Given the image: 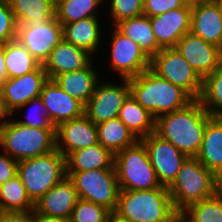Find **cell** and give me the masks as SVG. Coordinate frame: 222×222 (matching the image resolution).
Masks as SVG:
<instances>
[{
    "mask_svg": "<svg viewBox=\"0 0 222 222\" xmlns=\"http://www.w3.org/2000/svg\"><path fill=\"white\" fill-rule=\"evenodd\" d=\"M212 116L204 109L199 99L186 107L161 115L155 122V133L170 141L187 157H196L207 122Z\"/></svg>",
    "mask_w": 222,
    "mask_h": 222,
    "instance_id": "cell-1",
    "label": "cell"
},
{
    "mask_svg": "<svg viewBox=\"0 0 222 222\" xmlns=\"http://www.w3.org/2000/svg\"><path fill=\"white\" fill-rule=\"evenodd\" d=\"M222 189V181L196 157H187L168 191L176 213L180 216L190 206L214 196Z\"/></svg>",
    "mask_w": 222,
    "mask_h": 222,
    "instance_id": "cell-2",
    "label": "cell"
},
{
    "mask_svg": "<svg viewBox=\"0 0 222 222\" xmlns=\"http://www.w3.org/2000/svg\"><path fill=\"white\" fill-rule=\"evenodd\" d=\"M129 222H176V213L167 187L151 190H120L113 212Z\"/></svg>",
    "mask_w": 222,
    "mask_h": 222,
    "instance_id": "cell-3",
    "label": "cell"
},
{
    "mask_svg": "<svg viewBox=\"0 0 222 222\" xmlns=\"http://www.w3.org/2000/svg\"><path fill=\"white\" fill-rule=\"evenodd\" d=\"M130 94L155 119L186 107L193 99L181 88L159 77L150 68L129 78Z\"/></svg>",
    "mask_w": 222,
    "mask_h": 222,
    "instance_id": "cell-4",
    "label": "cell"
},
{
    "mask_svg": "<svg viewBox=\"0 0 222 222\" xmlns=\"http://www.w3.org/2000/svg\"><path fill=\"white\" fill-rule=\"evenodd\" d=\"M0 147L15 160L44 155L56 149V129H41L7 119L0 128Z\"/></svg>",
    "mask_w": 222,
    "mask_h": 222,
    "instance_id": "cell-5",
    "label": "cell"
},
{
    "mask_svg": "<svg viewBox=\"0 0 222 222\" xmlns=\"http://www.w3.org/2000/svg\"><path fill=\"white\" fill-rule=\"evenodd\" d=\"M17 176L35 204L54 185L66 177L65 156L55 150L18 162Z\"/></svg>",
    "mask_w": 222,
    "mask_h": 222,
    "instance_id": "cell-6",
    "label": "cell"
},
{
    "mask_svg": "<svg viewBox=\"0 0 222 222\" xmlns=\"http://www.w3.org/2000/svg\"><path fill=\"white\" fill-rule=\"evenodd\" d=\"M114 167L120 190L160 188L146 146L141 140L114 154Z\"/></svg>",
    "mask_w": 222,
    "mask_h": 222,
    "instance_id": "cell-7",
    "label": "cell"
},
{
    "mask_svg": "<svg viewBox=\"0 0 222 222\" xmlns=\"http://www.w3.org/2000/svg\"><path fill=\"white\" fill-rule=\"evenodd\" d=\"M150 69L183 89L193 100L200 99L203 79L175 48H162L151 58Z\"/></svg>",
    "mask_w": 222,
    "mask_h": 222,
    "instance_id": "cell-8",
    "label": "cell"
},
{
    "mask_svg": "<svg viewBox=\"0 0 222 222\" xmlns=\"http://www.w3.org/2000/svg\"><path fill=\"white\" fill-rule=\"evenodd\" d=\"M66 176L73 181L80 199L114 212L120 191L115 169L66 172Z\"/></svg>",
    "mask_w": 222,
    "mask_h": 222,
    "instance_id": "cell-9",
    "label": "cell"
},
{
    "mask_svg": "<svg viewBox=\"0 0 222 222\" xmlns=\"http://www.w3.org/2000/svg\"><path fill=\"white\" fill-rule=\"evenodd\" d=\"M121 82L118 85L103 81L97 83L94 94L85 105V115L95 125L119 116L124 101L130 95L129 79H121Z\"/></svg>",
    "mask_w": 222,
    "mask_h": 222,
    "instance_id": "cell-10",
    "label": "cell"
},
{
    "mask_svg": "<svg viewBox=\"0 0 222 222\" xmlns=\"http://www.w3.org/2000/svg\"><path fill=\"white\" fill-rule=\"evenodd\" d=\"M112 35L110 68L117 72L122 79L138 76L150 68V58L140 46L125 36L115 26Z\"/></svg>",
    "mask_w": 222,
    "mask_h": 222,
    "instance_id": "cell-11",
    "label": "cell"
},
{
    "mask_svg": "<svg viewBox=\"0 0 222 222\" xmlns=\"http://www.w3.org/2000/svg\"><path fill=\"white\" fill-rule=\"evenodd\" d=\"M146 146L150 162L161 186L169 187L175 180L187 156L155 132L141 139Z\"/></svg>",
    "mask_w": 222,
    "mask_h": 222,
    "instance_id": "cell-12",
    "label": "cell"
},
{
    "mask_svg": "<svg viewBox=\"0 0 222 222\" xmlns=\"http://www.w3.org/2000/svg\"><path fill=\"white\" fill-rule=\"evenodd\" d=\"M63 39V26L56 17L36 27H17L16 40L42 65Z\"/></svg>",
    "mask_w": 222,
    "mask_h": 222,
    "instance_id": "cell-13",
    "label": "cell"
},
{
    "mask_svg": "<svg viewBox=\"0 0 222 222\" xmlns=\"http://www.w3.org/2000/svg\"><path fill=\"white\" fill-rule=\"evenodd\" d=\"M47 81L48 76L42 64L36 70L20 77L7 78L3 82L1 96L6 112L11 116L23 104L40 96Z\"/></svg>",
    "mask_w": 222,
    "mask_h": 222,
    "instance_id": "cell-14",
    "label": "cell"
},
{
    "mask_svg": "<svg viewBox=\"0 0 222 222\" xmlns=\"http://www.w3.org/2000/svg\"><path fill=\"white\" fill-rule=\"evenodd\" d=\"M204 79L222 64V49L193 34H184L174 47Z\"/></svg>",
    "mask_w": 222,
    "mask_h": 222,
    "instance_id": "cell-15",
    "label": "cell"
},
{
    "mask_svg": "<svg viewBox=\"0 0 222 222\" xmlns=\"http://www.w3.org/2000/svg\"><path fill=\"white\" fill-rule=\"evenodd\" d=\"M192 3L150 17L151 27L158 46L174 48L181 37L191 31Z\"/></svg>",
    "mask_w": 222,
    "mask_h": 222,
    "instance_id": "cell-16",
    "label": "cell"
},
{
    "mask_svg": "<svg viewBox=\"0 0 222 222\" xmlns=\"http://www.w3.org/2000/svg\"><path fill=\"white\" fill-rule=\"evenodd\" d=\"M98 143L97 126L84 114L56 127V148L66 157L69 153Z\"/></svg>",
    "mask_w": 222,
    "mask_h": 222,
    "instance_id": "cell-17",
    "label": "cell"
},
{
    "mask_svg": "<svg viewBox=\"0 0 222 222\" xmlns=\"http://www.w3.org/2000/svg\"><path fill=\"white\" fill-rule=\"evenodd\" d=\"M40 97L55 127L85 114V105L62 90L54 80L48 79L43 85Z\"/></svg>",
    "mask_w": 222,
    "mask_h": 222,
    "instance_id": "cell-18",
    "label": "cell"
},
{
    "mask_svg": "<svg viewBox=\"0 0 222 222\" xmlns=\"http://www.w3.org/2000/svg\"><path fill=\"white\" fill-rule=\"evenodd\" d=\"M78 199L73 181L66 176L34 204V209L43 215L69 220Z\"/></svg>",
    "mask_w": 222,
    "mask_h": 222,
    "instance_id": "cell-19",
    "label": "cell"
},
{
    "mask_svg": "<svg viewBox=\"0 0 222 222\" xmlns=\"http://www.w3.org/2000/svg\"><path fill=\"white\" fill-rule=\"evenodd\" d=\"M191 32L222 49V15L214 0L192 3Z\"/></svg>",
    "mask_w": 222,
    "mask_h": 222,
    "instance_id": "cell-20",
    "label": "cell"
},
{
    "mask_svg": "<svg viewBox=\"0 0 222 222\" xmlns=\"http://www.w3.org/2000/svg\"><path fill=\"white\" fill-rule=\"evenodd\" d=\"M92 56L85 49L77 47L63 39L50 53L43 64L48 79L54 80L63 73L85 68Z\"/></svg>",
    "mask_w": 222,
    "mask_h": 222,
    "instance_id": "cell-21",
    "label": "cell"
},
{
    "mask_svg": "<svg viewBox=\"0 0 222 222\" xmlns=\"http://www.w3.org/2000/svg\"><path fill=\"white\" fill-rule=\"evenodd\" d=\"M196 158L222 181V117L207 122Z\"/></svg>",
    "mask_w": 222,
    "mask_h": 222,
    "instance_id": "cell-22",
    "label": "cell"
},
{
    "mask_svg": "<svg viewBox=\"0 0 222 222\" xmlns=\"http://www.w3.org/2000/svg\"><path fill=\"white\" fill-rule=\"evenodd\" d=\"M66 172L115 169L114 154L99 142L65 157Z\"/></svg>",
    "mask_w": 222,
    "mask_h": 222,
    "instance_id": "cell-23",
    "label": "cell"
},
{
    "mask_svg": "<svg viewBox=\"0 0 222 222\" xmlns=\"http://www.w3.org/2000/svg\"><path fill=\"white\" fill-rule=\"evenodd\" d=\"M54 81L71 97L76 98L84 105L94 94L95 87L100 81L92 61L83 69L58 75Z\"/></svg>",
    "mask_w": 222,
    "mask_h": 222,
    "instance_id": "cell-24",
    "label": "cell"
},
{
    "mask_svg": "<svg viewBox=\"0 0 222 222\" xmlns=\"http://www.w3.org/2000/svg\"><path fill=\"white\" fill-rule=\"evenodd\" d=\"M97 19L98 17H86L78 21L63 24L64 39L93 55L99 49L101 36L99 20Z\"/></svg>",
    "mask_w": 222,
    "mask_h": 222,
    "instance_id": "cell-25",
    "label": "cell"
},
{
    "mask_svg": "<svg viewBox=\"0 0 222 222\" xmlns=\"http://www.w3.org/2000/svg\"><path fill=\"white\" fill-rule=\"evenodd\" d=\"M17 27H36L55 17L51 0H8Z\"/></svg>",
    "mask_w": 222,
    "mask_h": 222,
    "instance_id": "cell-26",
    "label": "cell"
},
{
    "mask_svg": "<svg viewBox=\"0 0 222 222\" xmlns=\"http://www.w3.org/2000/svg\"><path fill=\"white\" fill-rule=\"evenodd\" d=\"M115 27L136 42L150 59L161 50L152 30L150 17L145 14L123 20Z\"/></svg>",
    "mask_w": 222,
    "mask_h": 222,
    "instance_id": "cell-27",
    "label": "cell"
},
{
    "mask_svg": "<svg viewBox=\"0 0 222 222\" xmlns=\"http://www.w3.org/2000/svg\"><path fill=\"white\" fill-rule=\"evenodd\" d=\"M118 118L138 140L155 132L156 119L148 110L143 108L131 94L124 101Z\"/></svg>",
    "mask_w": 222,
    "mask_h": 222,
    "instance_id": "cell-28",
    "label": "cell"
},
{
    "mask_svg": "<svg viewBox=\"0 0 222 222\" xmlns=\"http://www.w3.org/2000/svg\"><path fill=\"white\" fill-rule=\"evenodd\" d=\"M96 126L98 142L113 154L134 145L138 141L118 117L99 123Z\"/></svg>",
    "mask_w": 222,
    "mask_h": 222,
    "instance_id": "cell-29",
    "label": "cell"
},
{
    "mask_svg": "<svg viewBox=\"0 0 222 222\" xmlns=\"http://www.w3.org/2000/svg\"><path fill=\"white\" fill-rule=\"evenodd\" d=\"M4 58L7 78L20 77L41 65L16 39L4 44Z\"/></svg>",
    "mask_w": 222,
    "mask_h": 222,
    "instance_id": "cell-30",
    "label": "cell"
},
{
    "mask_svg": "<svg viewBox=\"0 0 222 222\" xmlns=\"http://www.w3.org/2000/svg\"><path fill=\"white\" fill-rule=\"evenodd\" d=\"M33 209L34 203L17 175L0 185V211L20 212Z\"/></svg>",
    "mask_w": 222,
    "mask_h": 222,
    "instance_id": "cell-31",
    "label": "cell"
},
{
    "mask_svg": "<svg viewBox=\"0 0 222 222\" xmlns=\"http://www.w3.org/2000/svg\"><path fill=\"white\" fill-rule=\"evenodd\" d=\"M179 219L182 222H222V189L214 196L190 206Z\"/></svg>",
    "mask_w": 222,
    "mask_h": 222,
    "instance_id": "cell-32",
    "label": "cell"
},
{
    "mask_svg": "<svg viewBox=\"0 0 222 222\" xmlns=\"http://www.w3.org/2000/svg\"><path fill=\"white\" fill-rule=\"evenodd\" d=\"M103 0H62L55 5V17L63 25L86 17H98L95 9Z\"/></svg>",
    "mask_w": 222,
    "mask_h": 222,
    "instance_id": "cell-33",
    "label": "cell"
},
{
    "mask_svg": "<svg viewBox=\"0 0 222 222\" xmlns=\"http://www.w3.org/2000/svg\"><path fill=\"white\" fill-rule=\"evenodd\" d=\"M199 100L212 117H222V64L203 79Z\"/></svg>",
    "mask_w": 222,
    "mask_h": 222,
    "instance_id": "cell-34",
    "label": "cell"
},
{
    "mask_svg": "<svg viewBox=\"0 0 222 222\" xmlns=\"http://www.w3.org/2000/svg\"><path fill=\"white\" fill-rule=\"evenodd\" d=\"M111 213L106 207L79 198L69 222H108Z\"/></svg>",
    "mask_w": 222,
    "mask_h": 222,
    "instance_id": "cell-35",
    "label": "cell"
},
{
    "mask_svg": "<svg viewBox=\"0 0 222 222\" xmlns=\"http://www.w3.org/2000/svg\"><path fill=\"white\" fill-rule=\"evenodd\" d=\"M29 105L34 110H32ZM26 106H29V110L31 112H29L27 120H20V121L18 120L17 121L18 123L34 128L56 129V127L51 123L49 119L46 107L44 106L42 98L40 96L33 98L29 102H26L19 109L21 108L23 109L24 107L26 108Z\"/></svg>",
    "mask_w": 222,
    "mask_h": 222,
    "instance_id": "cell-36",
    "label": "cell"
},
{
    "mask_svg": "<svg viewBox=\"0 0 222 222\" xmlns=\"http://www.w3.org/2000/svg\"><path fill=\"white\" fill-rule=\"evenodd\" d=\"M110 14L113 25L143 14L144 0H110Z\"/></svg>",
    "mask_w": 222,
    "mask_h": 222,
    "instance_id": "cell-37",
    "label": "cell"
},
{
    "mask_svg": "<svg viewBox=\"0 0 222 222\" xmlns=\"http://www.w3.org/2000/svg\"><path fill=\"white\" fill-rule=\"evenodd\" d=\"M17 22L8 0H0V45L16 39Z\"/></svg>",
    "mask_w": 222,
    "mask_h": 222,
    "instance_id": "cell-38",
    "label": "cell"
},
{
    "mask_svg": "<svg viewBox=\"0 0 222 222\" xmlns=\"http://www.w3.org/2000/svg\"><path fill=\"white\" fill-rule=\"evenodd\" d=\"M187 4L186 0H144L143 14L154 17Z\"/></svg>",
    "mask_w": 222,
    "mask_h": 222,
    "instance_id": "cell-39",
    "label": "cell"
},
{
    "mask_svg": "<svg viewBox=\"0 0 222 222\" xmlns=\"http://www.w3.org/2000/svg\"><path fill=\"white\" fill-rule=\"evenodd\" d=\"M18 161L7 153H0V185L17 175Z\"/></svg>",
    "mask_w": 222,
    "mask_h": 222,
    "instance_id": "cell-40",
    "label": "cell"
},
{
    "mask_svg": "<svg viewBox=\"0 0 222 222\" xmlns=\"http://www.w3.org/2000/svg\"><path fill=\"white\" fill-rule=\"evenodd\" d=\"M0 222H33L32 211H0Z\"/></svg>",
    "mask_w": 222,
    "mask_h": 222,
    "instance_id": "cell-41",
    "label": "cell"
},
{
    "mask_svg": "<svg viewBox=\"0 0 222 222\" xmlns=\"http://www.w3.org/2000/svg\"><path fill=\"white\" fill-rule=\"evenodd\" d=\"M32 221L33 222H69V220H66L60 217L43 215L37 212L35 209L32 210Z\"/></svg>",
    "mask_w": 222,
    "mask_h": 222,
    "instance_id": "cell-42",
    "label": "cell"
},
{
    "mask_svg": "<svg viewBox=\"0 0 222 222\" xmlns=\"http://www.w3.org/2000/svg\"><path fill=\"white\" fill-rule=\"evenodd\" d=\"M7 79V71L5 67L4 45H0V81L4 82Z\"/></svg>",
    "mask_w": 222,
    "mask_h": 222,
    "instance_id": "cell-43",
    "label": "cell"
},
{
    "mask_svg": "<svg viewBox=\"0 0 222 222\" xmlns=\"http://www.w3.org/2000/svg\"><path fill=\"white\" fill-rule=\"evenodd\" d=\"M10 115L6 112L4 105H3V101L2 98L0 97V128L2 127V125L6 122L7 117H9ZM5 119V120H4ZM3 120V121H2Z\"/></svg>",
    "mask_w": 222,
    "mask_h": 222,
    "instance_id": "cell-44",
    "label": "cell"
},
{
    "mask_svg": "<svg viewBox=\"0 0 222 222\" xmlns=\"http://www.w3.org/2000/svg\"><path fill=\"white\" fill-rule=\"evenodd\" d=\"M108 222H129V221L124 220V219L118 217L114 213H111V215L108 218Z\"/></svg>",
    "mask_w": 222,
    "mask_h": 222,
    "instance_id": "cell-45",
    "label": "cell"
},
{
    "mask_svg": "<svg viewBox=\"0 0 222 222\" xmlns=\"http://www.w3.org/2000/svg\"><path fill=\"white\" fill-rule=\"evenodd\" d=\"M214 1L217 3V5L220 9L221 15H222V0H214Z\"/></svg>",
    "mask_w": 222,
    "mask_h": 222,
    "instance_id": "cell-46",
    "label": "cell"
},
{
    "mask_svg": "<svg viewBox=\"0 0 222 222\" xmlns=\"http://www.w3.org/2000/svg\"><path fill=\"white\" fill-rule=\"evenodd\" d=\"M188 3H195V2H203V1H211V0H186Z\"/></svg>",
    "mask_w": 222,
    "mask_h": 222,
    "instance_id": "cell-47",
    "label": "cell"
},
{
    "mask_svg": "<svg viewBox=\"0 0 222 222\" xmlns=\"http://www.w3.org/2000/svg\"><path fill=\"white\" fill-rule=\"evenodd\" d=\"M2 88H3V82L0 81V97L2 96Z\"/></svg>",
    "mask_w": 222,
    "mask_h": 222,
    "instance_id": "cell-48",
    "label": "cell"
},
{
    "mask_svg": "<svg viewBox=\"0 0 222 222\" xmlns=\"http://www.w3.org/2000/svg\"><path fill=\"white\" fill-rule=\"evenodd\" d=\"M62 0H51V2L54 4V5H57L59 2H61Z\"/></svg>",
    "mask_w": 222,
    "mask_h": 222,
    "instance_id": "cell-49",
    "label": "cell"
}]
</instances>
